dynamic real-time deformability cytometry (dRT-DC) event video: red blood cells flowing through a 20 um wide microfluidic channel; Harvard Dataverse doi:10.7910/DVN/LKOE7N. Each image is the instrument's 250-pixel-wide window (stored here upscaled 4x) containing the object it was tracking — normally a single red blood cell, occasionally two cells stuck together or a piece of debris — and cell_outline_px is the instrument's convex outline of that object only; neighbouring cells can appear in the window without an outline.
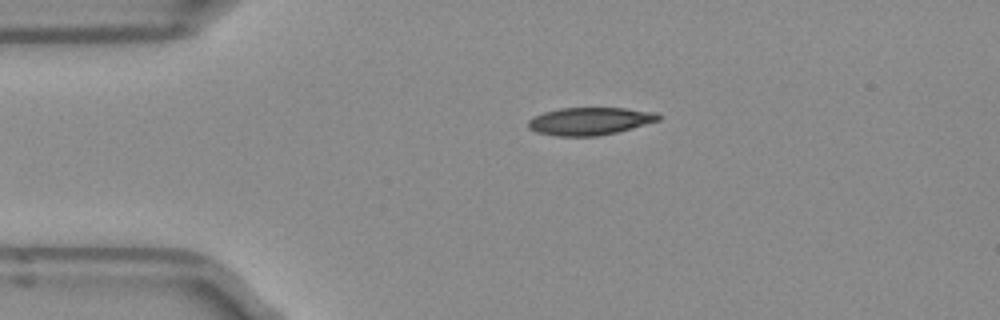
{"species": "Egyptian fruit bat (a non-hibernating species)", "species_latin": "Rousettus aegyptiacus", "temperature_condition": "room temperature", "stored_images_in_passage": 41, "camera_frame_rate_fps": 3000, "um_per_image_px": 0.085, "frame": {"image": 1, "passage_image": 1, "time_ms": 0.0, "image_size_px": [1000, 320], "cell_outline_px": [[660, 120], [632, 128], [616, 132], [596, 136], [556, 136], [536, 132], [528, 128], [528, 120], [544, 112], [560, 108], [624, 108], [656, 112], [660, 116]], "centroid_in_image_um": [50.13, 10.3], "position_along_channel_um": 34.9, "area_um2": 20.87}}
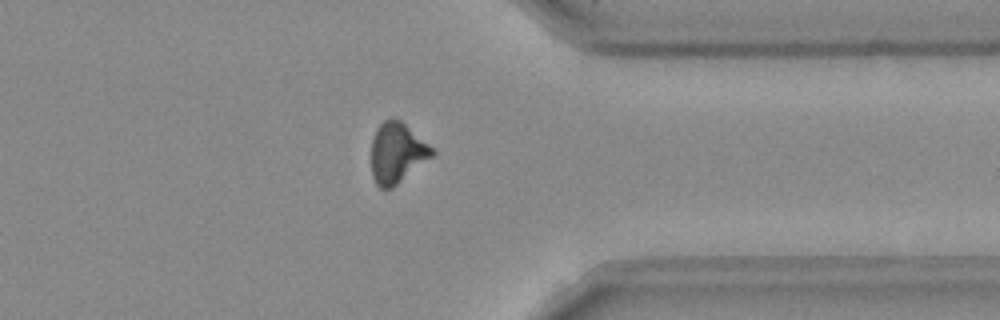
{"frame": {"image": 2, "passage_image": 30, "time_ms": 9.667, "image_size_px": [1000, 320], "cell_outline_px": [[436, 152], [432, 156], [392, 188], [380, 188], [376, 184], [372, 176], [372, 140], [376, 128], [384, 120], [392, 116], [400, 120], [428, 144]], "centroid_in_image_um": [33.72, 12.98], "position_along_channel_um": 377.7, "area_um2": 21.1}}
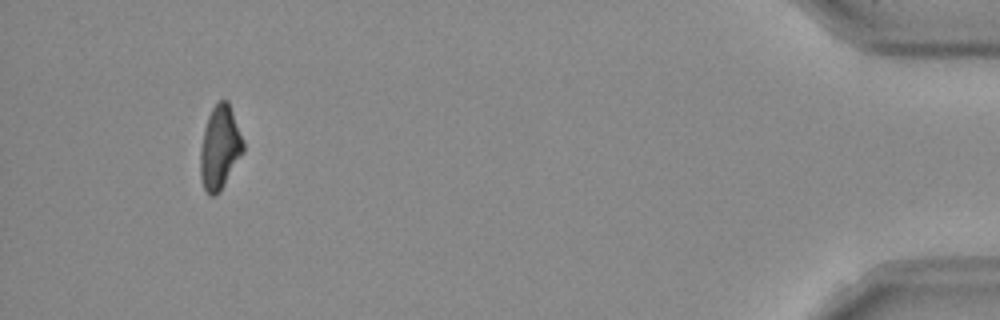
{"frame": {"image": 3, "passage_image": 38, "time_ms": 12.333, "image_size_px": [1000, 320], "cell_outline_px": [[244, 152], [224, 184], [212, 196], [204, 188], [200, 176], [200, 152], [204, 128], [208, 116], [212, 108], [220, 100], [228, 100], [244, 140]], "centroid_in_image_um": [18.7, 12.49], "position_along_channel_um": 416.5, "area_um2": 20.63}, "authors_computed_cell_mechanics": {"area_um2": 21.097, "velocity_mm_per_s": 3.9684, "shape_relaxation_time_tau1_ms": 4.006, "shape_relaxation_time_tau2_ms": 3.8148, "deformation_change_tau1": 0.162, "deformation_change_tau2": 0.1264}}